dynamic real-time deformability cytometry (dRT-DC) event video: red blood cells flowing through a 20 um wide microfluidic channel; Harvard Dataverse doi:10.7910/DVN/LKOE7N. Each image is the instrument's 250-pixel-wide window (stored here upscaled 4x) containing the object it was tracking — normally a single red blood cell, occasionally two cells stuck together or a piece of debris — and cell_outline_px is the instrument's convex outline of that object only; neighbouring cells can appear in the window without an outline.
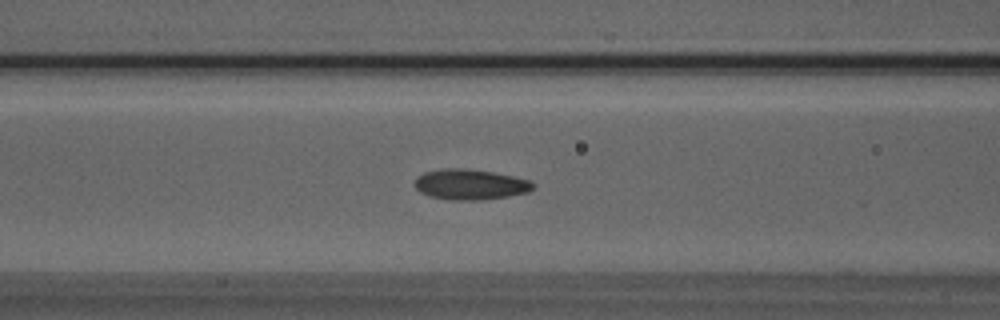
{"species": "Egyptian fruit bat (a non-hibernating species)", "species_latin": "Rousettus aegyptiacus", "temperature_condition": "room temperature", "stored_images_in_passage": 37, "camera_frame_rate_fps": 3000, "um_per_image_px": 0.085, "animal": {"sex": "male"}, "frame": {"image": 1, "passage_image": 5, "time_ms": 1.333, "image_size_px": [1000, 320], "cell_outline_px": [[536, 184], [528, 192], [508, 196], [484, 200], [452, 200], [428, 196], [420, 192], [412, 184], [416, 176], [424, 172], [444, 168], [464, 168], [492, 172], [512, 176], [528, 180]], "centroid_in_image_um": [39.91, 15.68], "position_along_channel_um": 126.7, "area_um2": 21.15}}
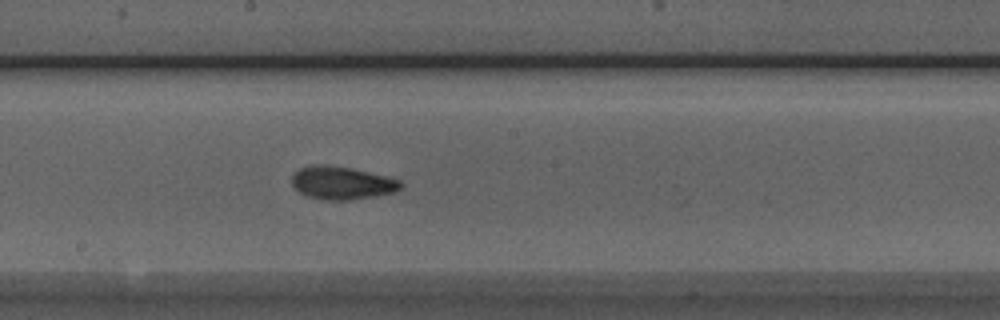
{"frame": {"image": 2, "passage_image": 12, "time_ms": 3.667, "image_size_px": [1000, 320], "cell_outline_px": [[404, 184], [396, 192], [348, 200], [328, 200], [308, 196], [300, 192], [292, 184], [292, 176], [300, 168], [312, 164], [324, 164], [352, 168], [388, 176], [400, 180]], "centroid_in_image_um": [29.08, 15.53], "position_along_channel_um": 219.1, "area_um2": 20.87}}
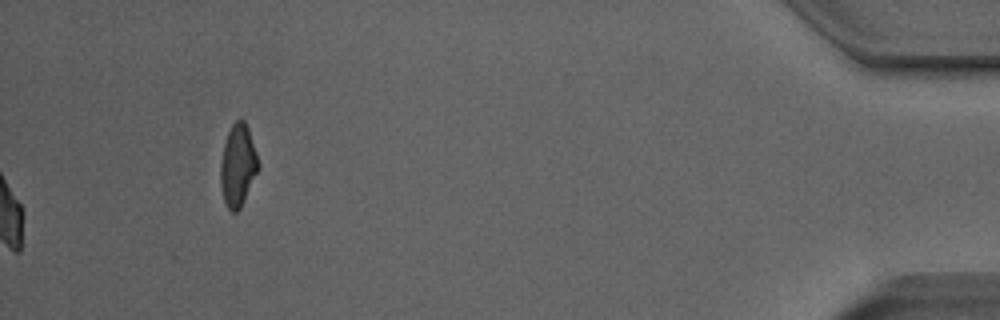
{"frame": {"image": 3, "passage_image": 37, "time_ms": 12.0, "image_size_px": [1000, 320], "cell_outline_px": [[260, 168], [240, 208], [236, 212], [232, 212], [228, 208], [224, 200], [220, 184], [220, 164], [224, 144], [228, 132], [232, 124], [236, 120], [244, 120], [248, 128], [260, 164]], "centroid_in_image_um": [20.22, 14.06], "position_along_channel_um": 415.0, "area_um2": 18.03}}